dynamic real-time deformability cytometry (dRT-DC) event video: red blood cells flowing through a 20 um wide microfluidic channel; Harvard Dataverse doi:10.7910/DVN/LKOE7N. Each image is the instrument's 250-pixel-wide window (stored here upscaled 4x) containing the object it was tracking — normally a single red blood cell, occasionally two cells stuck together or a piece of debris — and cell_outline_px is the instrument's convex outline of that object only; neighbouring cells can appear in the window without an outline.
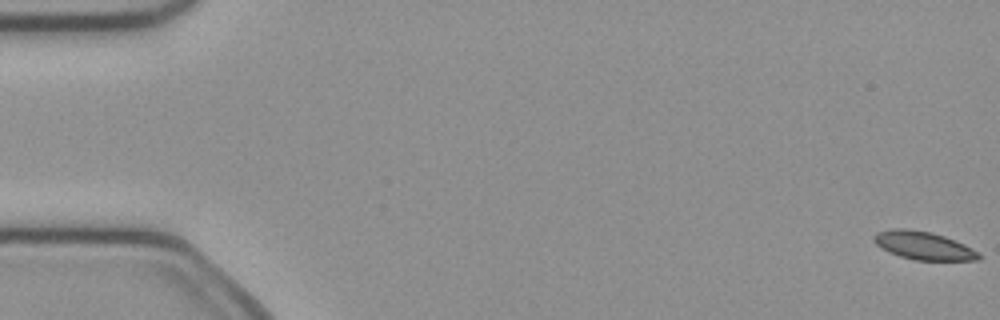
{"species": "common noctule bat (a hibernating species)", "species_latin": "Nyctalus noctula", "temperature_condition": "cold", "stored_images_in_passage": 53, "segment_of_instrument_passage": [1, 2], "camera_frame_rate_fps": 3000, "um_per_image_px": 0.085, "animal": {"sex": "female", "body_mass_g": 21.9}, "frame": {"image": 1, "passage_image": 1, "time_ms": 0.0, "image_size_px": [1000, 320], "cell_outline_px": [[980, 260], [916, 260], [900, 256], [888, 252], [880, 248], [872, 240], [872, 236], [876, 232], [892, 228], [904, 228], [928, 232], [944, 236], [964, 244], [976, 252], [980, 256]], "centroid_in_image_um": [78.41, 20.87], "position_along_channel_um": 6.6, "area_um2": 17.05}}
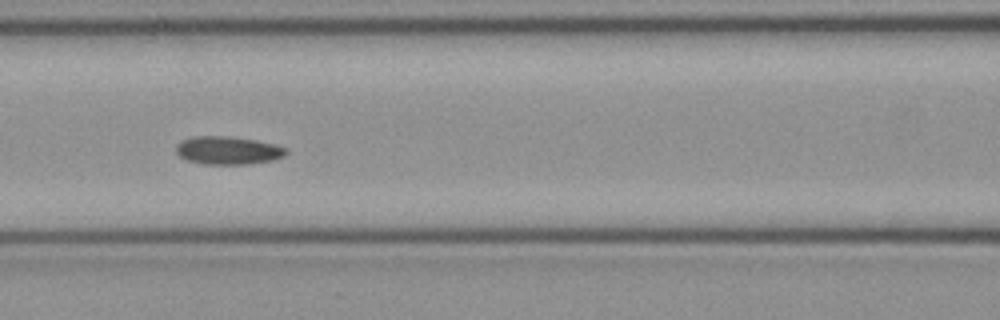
{"frame": {"image": 2, "passage_image": 23, "time_ms": 7.333, "image_size_px": [1000, 320], "cell_outline_px": [[288, 152], [284, 156], [272, 160], [248, 164], [204, 164], [188, 160], [180, 156], [176, 152], [176, 144], [180, 140], [192, 136], [228, 136], [256, 140], [276, 144], [288, 148]], "centroid_in_image_um": [19.38, 12.77], "position_along_channel_um": 147.2, "area_um2": 18.15}}
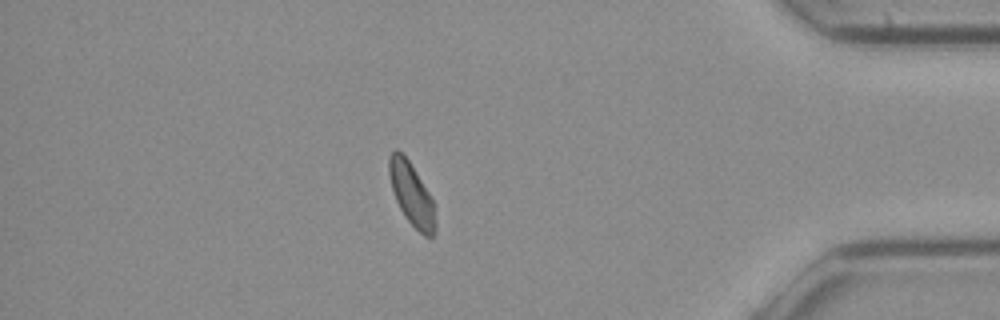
{"frame": {"image": 3, "passage_image": 45, "time_ms": 14.667, "image_size_px": [1000, 320], "cell_outline_px": [[436, 228], [432, 236], [424, 236], [408, 220], [400, 208], [396, 200], [392, 188], [388, 172], [388, 156], [396, 148], [408, 160], [432, 196], [436, 220]], "centroid_in_image_um": [34.99, 16.49], "position_along_channel_um": 400.2, "area_um2": 16.76}}